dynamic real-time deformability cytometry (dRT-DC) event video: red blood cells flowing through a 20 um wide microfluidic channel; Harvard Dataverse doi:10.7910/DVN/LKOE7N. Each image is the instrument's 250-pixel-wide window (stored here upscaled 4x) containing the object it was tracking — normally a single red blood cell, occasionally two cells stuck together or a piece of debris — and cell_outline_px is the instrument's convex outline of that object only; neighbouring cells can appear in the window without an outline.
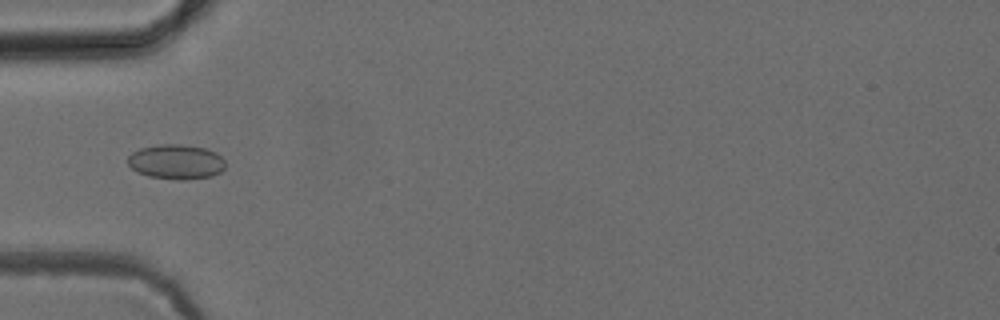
{"species": "common noctule bat (a hibernating species)", "species_latin": "Nyctalus noctula", "temperature_condition": "cold", "stored_images_in_passage": 2, "camera_frame_rate_fps": 3000, "um_per_image_px": 0.085, "animal": {"sex": "female", "body_mass_g": 24.6, "forearm_length_mm": 56.2}, "frame": {"image": 1, "passage_image": 2, "time_ms": 2.0, "image_size_px": [1000, 320], "cell_outline_px": [[224, 168], [220, 172], [212, 176], [184, 180], [176, 180], [148, 176], [136, 172], [128, 164], [128, 156], [132, 152], [140, 148], [160, 144], [180, 144], [204, 148], [216, 152], [224, 160]], "centroid_in_image_um": [14.95, 13.76], "position_along_channel_um": 70.0, "area_um2": 19.83}}